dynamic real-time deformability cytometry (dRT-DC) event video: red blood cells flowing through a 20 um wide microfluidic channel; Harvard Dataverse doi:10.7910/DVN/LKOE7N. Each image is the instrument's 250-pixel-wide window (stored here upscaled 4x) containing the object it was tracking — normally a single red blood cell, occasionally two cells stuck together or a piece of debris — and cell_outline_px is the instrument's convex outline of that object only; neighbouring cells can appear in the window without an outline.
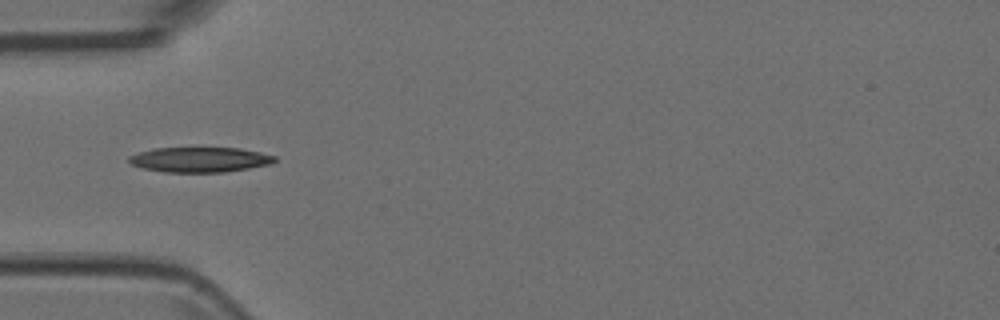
{"species": "Egyptian fruit bat (a non-hibernating species)", "species_latin": "Rousettus aegyptiacus", "temperature_condition": "room temperature", "stored_images_in_passage": 6, "camera_frame_rate_fps": 3000, "um_per_image_px": 0.085, "animal": {"sex": "female"}, "frame": {"image": 1, "passage_image": 2, "time_ms": 0.333, "image_size_px": [1000, 320], "cell_outline_px": [[276, 160], [272, 164], [224, 172], [164, 172], [144, 168], [132, 164], [128, 160], [128, 156], [136, 152], [152, 148], [240, 148], [260, 152], [276, 156]], "centroid_in_image_um": [16.97, 13.56], "position_along_channel_um": 68.0, "area_um2": 21.33}}
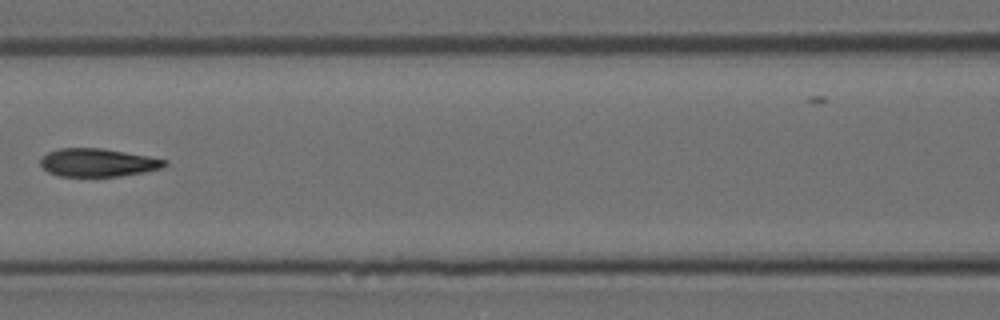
{"frame": {"image": 2, "passage_image": 4, "time_ms": 1.0, "image_size_px": [1000, 320], "cell_outline_px": [[168, 164], [164, 168], [144, 172], [120, 176], [60, 176], [48, 172], [40, 164], [40, 156], [48, 152], [60, 148], [100, 148], [148, 156], [168, 160]], "centroid_in_image_um": [8.32, 13.82], "position_along_channel_um": 158.3, "area_um2": 20.4}}
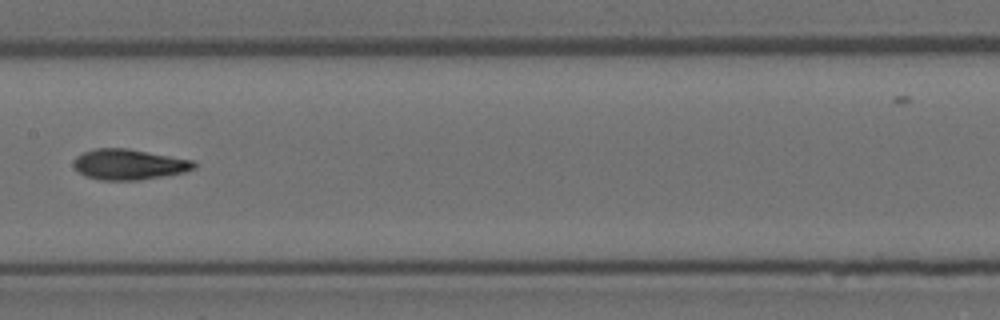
{"frame": {"image": 3, "passage_image": 5, "time_ms": 1.333, "image_size_px": [1000, 320], "cell_outline_px": [[196, 168], [184, 172], [140, 180], [100, 180], [84, 176], [72, 164], [76, 156], [84, 152], [96, 148], [128, 148], [196, 160]], "centroid_in_image_um": [10.99, 13.97], "position_along_channel_um": 196.4, "area_um2": 21.62}}